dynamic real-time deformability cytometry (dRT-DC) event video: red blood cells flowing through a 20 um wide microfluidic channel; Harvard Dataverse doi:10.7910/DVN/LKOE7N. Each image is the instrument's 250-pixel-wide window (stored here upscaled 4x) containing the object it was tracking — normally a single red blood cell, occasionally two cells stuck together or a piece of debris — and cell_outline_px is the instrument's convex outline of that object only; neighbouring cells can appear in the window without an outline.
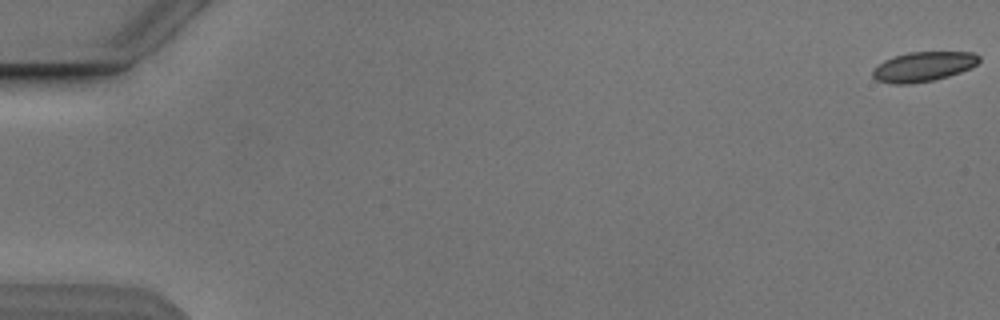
{"species": "Egyptian fruit bat (a non-hibernating species)", "species_latin": "Rousettus aegyptiacus", "temperature_condition": "cold", "stored_images_in_passage": 7, "camera_frame_rate_fps": 3000, "um_per_image_px": 0.085, "animal": {"sex": "male"}, "frame": {"image": 1, "passage_image": 1, "time_ms": 0.0, "image_size_px": [1000, 320], "cell_outline_px": [[980, 60], [972, 68], [948, 76], [932, 80], [908, 84], [892, 84], [876, 80], [872, 76], [872, 68], [884, 60], [908, 52], [972, 52], [980, 56]], "centroid_in_image_um": [78.46, 5.66], "position_along_channel_um": 6.5, "area_um2": 18.44}}